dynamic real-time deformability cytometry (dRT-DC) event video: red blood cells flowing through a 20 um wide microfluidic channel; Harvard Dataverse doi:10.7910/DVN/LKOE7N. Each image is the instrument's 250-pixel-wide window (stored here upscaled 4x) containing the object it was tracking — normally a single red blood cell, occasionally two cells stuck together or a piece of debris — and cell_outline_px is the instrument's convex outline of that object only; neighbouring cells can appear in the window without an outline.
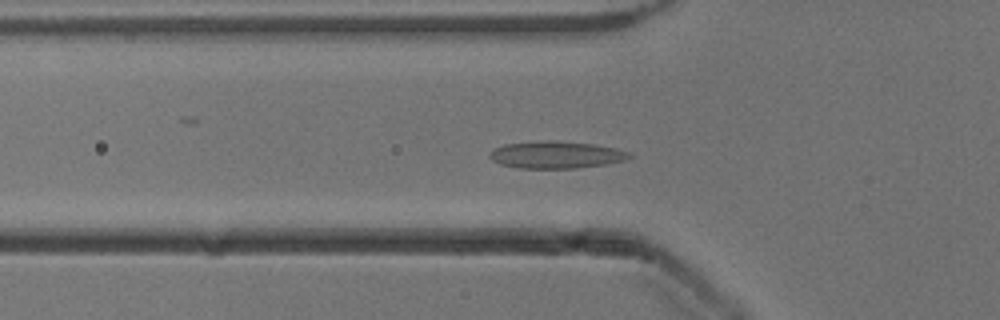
{"species": "common noctule bat (a hibernating species)", "species_latin": "Nyctalus noctula", "temperature_condition": "cold", "stored_images_in_passage": 40, "camera_frame_rate_fps": 3000, "um_per_image_px": 0.085, "animal": {"sex": "male", "body_mass_g": 13.3}, "frame": {"image": 1, "passage_image": 13, "time_ms": 4.0, "image_size_px": [1000, 320], "cell_outline_px": [[632, 156], [624, 160], [604, 164], [576, 168], [520, 168], [500, 164], [492, 160], [488, 156], [488, 152], [492, 148], [504, 144], [544, 140], [556, 140], [592, 144], [616, 148], [628, 152]], "centroid_in_image_um": [47.19, 13.14], "position_along_channel_um": 78.6, "area_um2": 22.14}}
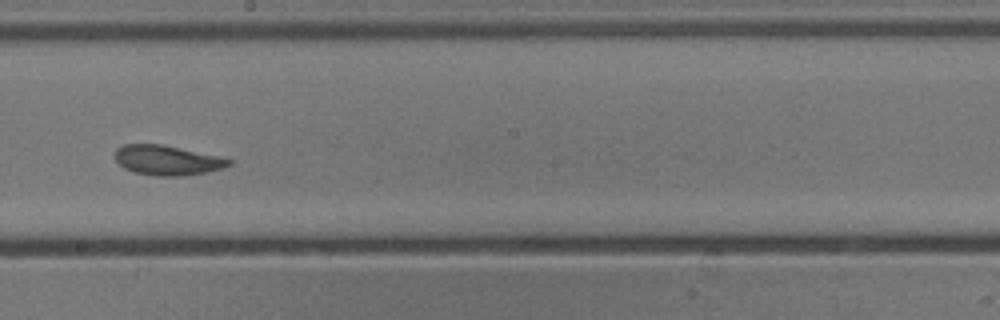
{"frame": {"image": 2, "passage_image": 25, "time_ms": 8.0, "image_size_px": [1000, 320], "cell_outline_px": [[232, 164], [224, 168], [184, 176], [156, 176], [132, 172], [124, 168], [116, 160], [116, 148], [124, 144], [160, 144], [216, 156], [232, 160]], "centroid_in_image_um": [14.18, 13.63], "position_along_channel_um": 234.0, "area_um2": 19.54}}
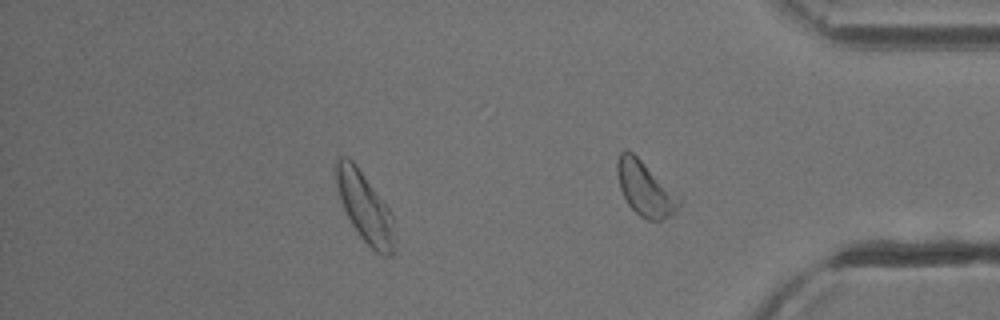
{"frame": {"image": 3, "passage_image": 37, "time_ms": 12.0, "image_size_px": [1000, 320], "cell_outline_px": [[396, 248], [392, 256], [380, 256], [360, 236], [352, 224], [340, 200], [336, 188], [336, 156], [348, 156], [356, 164], [388, 208], [392, 216], [396, 240]], "centroid_in_image_um": [31.03, 17.64], "position_along_channel_um": 404.2, "area_um2": 23.81}, "authors_computed_cell_mechanics": {"area_um2": 20.23, "velocity_mm_per_s": 3.8715, "shape_relaxation_time_tau1_ms": 5.3641, "shape_relaxation_time_tau2_ms": 3.6636, "deformation_change_tau1": 0.1464, "deformation_change_tau2": 0.0958}}